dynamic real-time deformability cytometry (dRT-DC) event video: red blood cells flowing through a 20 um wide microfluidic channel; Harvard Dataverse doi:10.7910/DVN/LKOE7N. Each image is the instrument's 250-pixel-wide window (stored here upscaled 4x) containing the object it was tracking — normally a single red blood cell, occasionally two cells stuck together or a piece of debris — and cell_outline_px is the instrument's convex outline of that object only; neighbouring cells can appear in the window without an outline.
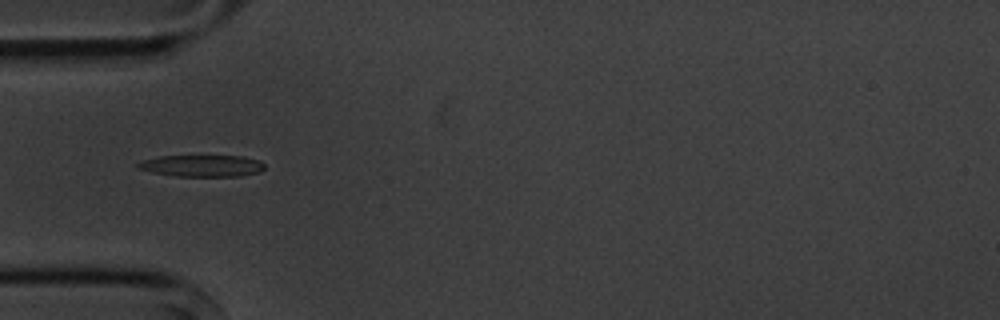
{"species": "common noctule bat (a hibernating species)", "species_latin": "Nyctalus noctula", "temperature_condition": "cold", "stored_images_in_passage": 10, "camera_frame_rate_fps": 3000, "um_per_image_px": 0.085, "animal": {"sex": "male", "body_mass_g": 20.1, "forearm_length_mm": 53.5}, "frame": {"image": 1, "passage_image": 4, "time_ms": 3.667, "image_size_px": [1000, 320], "cell_outline_px": [[264, 168], [260, 172], [240, 176], [172, 176], [152, 172], [136, 168], [136, 164], [144, 160], [160, 156], [244, 156], [260, 160], [264, 164]], "centroid_in_image_um": [17.18, 14.09], "position_along_channel_um": 67.8, "area_um2": 16.07}}
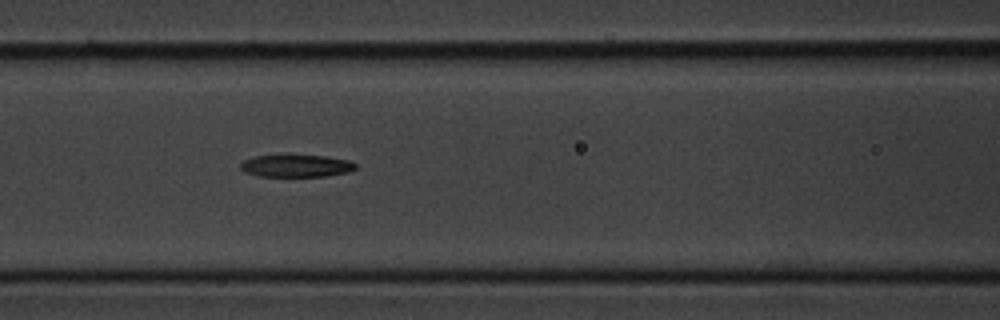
{"frame": {"image": 2, "passage_image": 6, "time_ms": 5.667, "image_size_px": [1000, 320], "cell_outline_px": [[356, 168], [348, 172], [324, 176], [260, 176], [244, 172], [240, 168], [240, 164], [244, 160], [256, 156], [288, 152], [324, 156], [348, 160], [356, 164]], "centroid_in_image_um": [25.13, 14.05], "position_along_channel_um": 141.5, "area_um2": 15.61}}
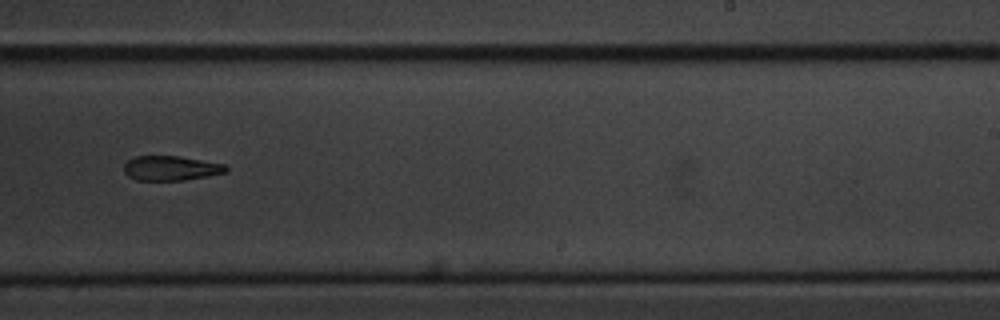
{"frame": {"image": 3, "passage_image": 9, "time_ms": 9.333, "image_size_px": [1000, 320], "cell_outline_px": [[228, 172], [208, 176], [184, 180], [136, 180], [128, 176], [124, 172], [124, 164], [128, 160], [136, 156], [180, 156], [224, 164], [228, 168]], "centroid_in_image_um": [14.53, 14.29], "position_along_channel_um": 274.5, "area_um2": 14.68}}